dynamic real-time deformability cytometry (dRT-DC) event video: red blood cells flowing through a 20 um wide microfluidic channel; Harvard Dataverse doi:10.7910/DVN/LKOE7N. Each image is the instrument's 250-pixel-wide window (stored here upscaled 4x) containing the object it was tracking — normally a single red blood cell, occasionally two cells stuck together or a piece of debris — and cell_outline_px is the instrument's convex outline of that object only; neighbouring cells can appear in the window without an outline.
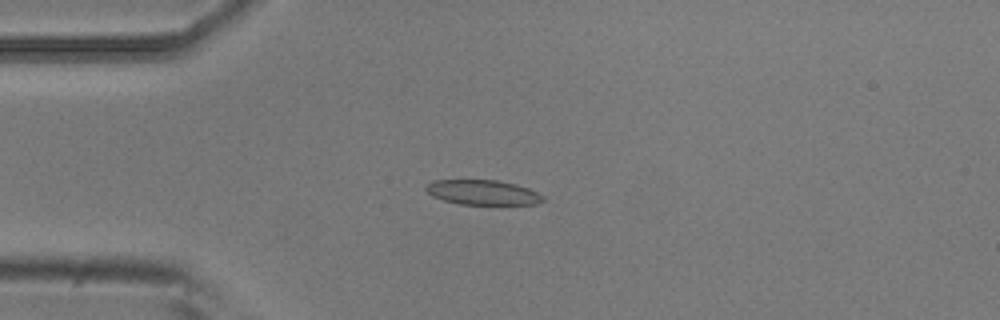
{"species": "common noctule bat (a hibernating species)", "species_latin": "Nyctalus noctula", "temperature_condition": "room temperature", "stored_images_in_passage": 8, "camera_frame_rate_fps": 3000, "um_per_image_px": 0.085, "animal": {"sex": "male", "body_mass_g": 20.5, "forearm_length_mm": 52.5}, "frame": {"image": 1, "passage_image": 4, "time_ms": 1.0, "image_size_px": [1000, 320], "cell_outline_px": [[544, 200], [536, 204], [460, 204], [444, 200], [432, 196], [424, 188], [424, 184], [432, 180], [496, 180], [516, 184], [528, 188], [544, 196]], "centroid_in_image_um": [40.99, 16.34], "position_along_channel_um": 44.0, "area_um2": 16.94}}
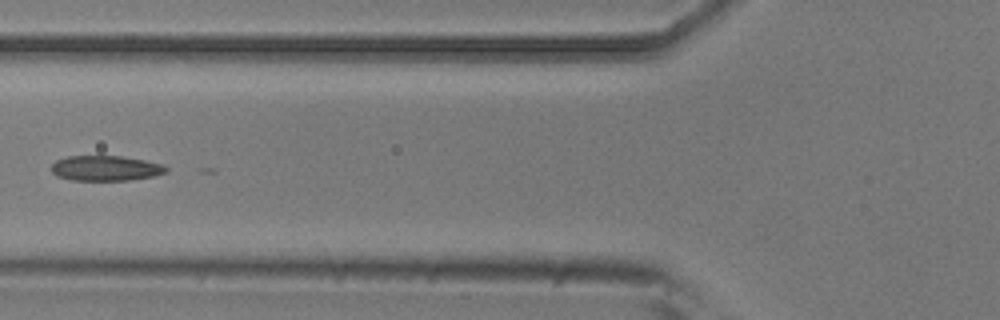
{"frame": {"image": 2, "passage_image": 6, "time_ms": 1.667, "image_size_px": [1000, 320], "cell_outline_px": [[168, 172], [152, 176], [128, 180], [72, 180], [56, 176], [52, 172], [52, 164], [56, 160], [68, 156], [120, 156], [144, 160], [164, 164], [168, 168]], "centroid_in_image_um": [8.99, 14.29], "position_along_channel_um": 116.8, "area_um2": 16.82}}
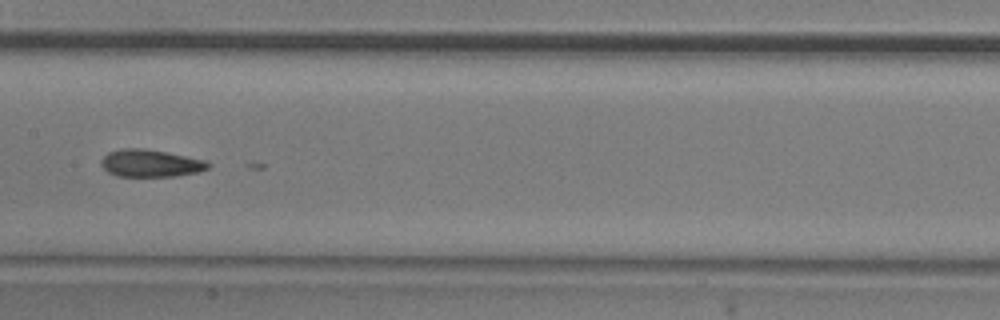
{"frame": {"image": 3, "passage_image": 8, "time_ms": 2.333, "image_size_px": [1000, 320], "cell_outline_px": [[212, 164], [208, 168], [196, 172], [176, 176], [116, 176], [108, 172], [100, 164], [100, 160], [108, 152], [120, 148], [144, 148], [204, 160]], "centroid_in_image_um": [12.74, 13.87], "position_along_channel_um": 194.7, "area_um2": 16.94}}